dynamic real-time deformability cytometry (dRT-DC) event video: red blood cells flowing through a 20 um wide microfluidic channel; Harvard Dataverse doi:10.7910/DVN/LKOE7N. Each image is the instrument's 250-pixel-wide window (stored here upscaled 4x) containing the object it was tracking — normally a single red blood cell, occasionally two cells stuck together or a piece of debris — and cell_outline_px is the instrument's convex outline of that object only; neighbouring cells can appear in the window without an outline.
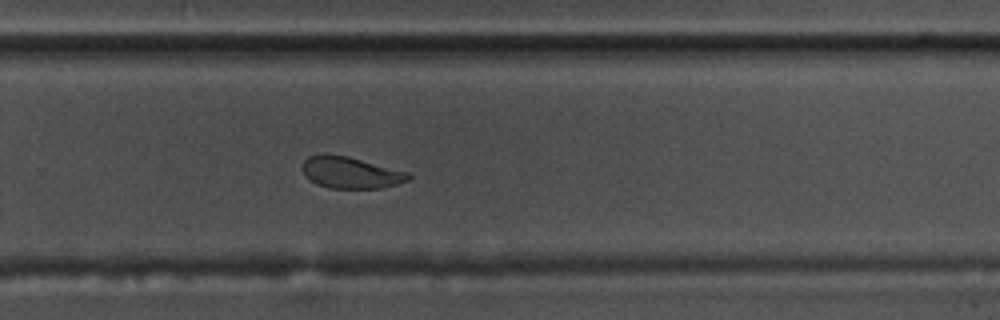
{"species": "common noctule bat (a hibernating species)", "species_latin": "Nyctalus noctula", "temperature_condition": "warm", "stored_images_in_passage": 58, "segment_of_instrument_passage": [1, 2], "camera_frame_rate_fps": 3000, "um_per_image_px": 0.085, "animal": {"sex": "male", "body_mass_g": 17.5, "forearm_length_mm": 52.3}, "frame": {"image": 1, "passage_image": 38, "time_ms": 12.333, "image_size_px": [1000, 320], "cell_outline_px": [[412, 176], [408, 180], [396, 184], [380, 188], [328, 188], [316, 184], [304, 176], [304, 160], [308, 156], [324, 152], [348, 156], [408, 172]], "centroid_in_image_um": [29.77, 14.65], "position_along_channel_um": 300.0, "area_um2": 19.59}}
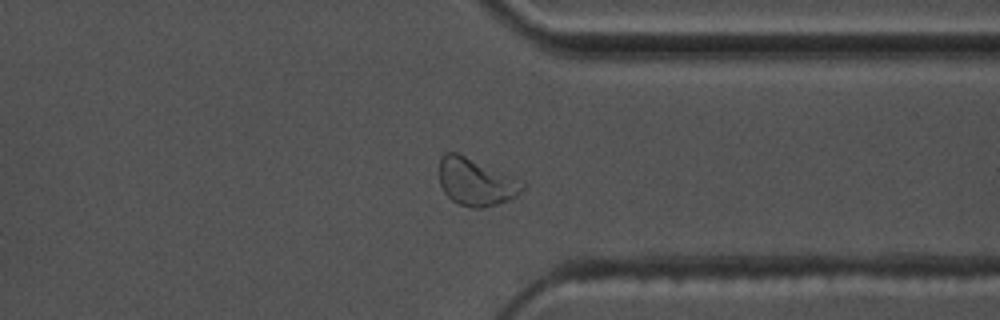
{"frame": {"image": 2, "passage_image": 44, "time_ms": 14.333, "image_size_px": [1000, 320], "cell_outline_px": [[524, 188], [516, 196], [508, 200], [496, 204], [480, 208], [472, 208], [460, 204], [452, 200], [444, 192], [440, 184], [440, 156], [444, 152], [456, 152], [524, 184]], "centroid_in_image_um": [40.37, 15.49], "position_along_channel_um": 371.0, "area_um2": 22.02}}
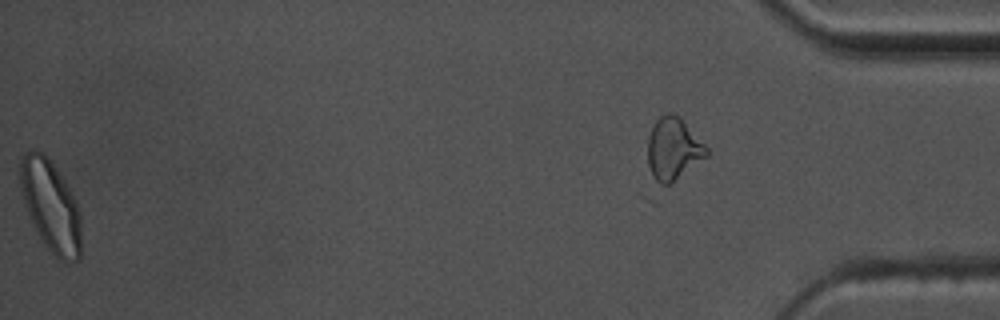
{"frame": {"image": 3, "passage_image": 57, "time_ms": 18.667, "image_size_px": [1000, 320], "cell_outline_px": [[80, 260], [60, 260], [44, 244], [32, 224], [20, 192], [20, 156], [24, 152], [44, 152], [64, 180], [76, 200], [80, 212]], "centroid_in_image_um": [4.29, 17.49], "position_along_channel_um": 430.9, "area_um2": 32.19}}